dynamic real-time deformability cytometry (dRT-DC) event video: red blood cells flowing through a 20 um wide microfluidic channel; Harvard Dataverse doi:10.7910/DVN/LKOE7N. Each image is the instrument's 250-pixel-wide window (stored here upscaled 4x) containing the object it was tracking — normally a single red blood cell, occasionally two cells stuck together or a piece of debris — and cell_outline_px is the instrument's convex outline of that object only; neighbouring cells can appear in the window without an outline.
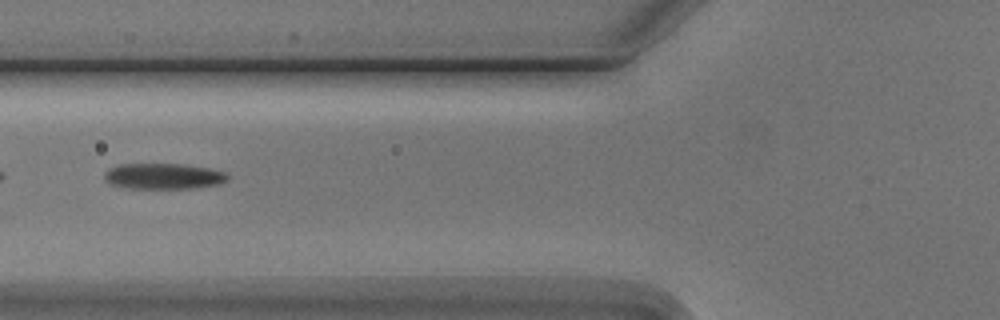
{"species": "Egyptian fruit bat (a non-hibernating species)", "species_latin": "Rousettus aegyptiacus", "temperature_condition": "cold", "stored_images_in_passage": 4, "camera_frame_rate_fps": 3000, "um_per_image_px": 0.085, "animal": {"sex": "male"}, "frame": {"image": 1, "passage_image": 4, "time_ms": 3.333, "image_size_px": [1000, 320], "cell_outline_px": [[228, 180], [220, 184], [200, 188], [128, 188], [112, 184], [104, 180], [104, 172], [108, 168], [120, 164], [184, 164], [208, 168], [228, 172]], "centroid_in_image_um": [13.93, 14.97], "position_along_channel_um": 111.9, "area_um2": 18.73}}